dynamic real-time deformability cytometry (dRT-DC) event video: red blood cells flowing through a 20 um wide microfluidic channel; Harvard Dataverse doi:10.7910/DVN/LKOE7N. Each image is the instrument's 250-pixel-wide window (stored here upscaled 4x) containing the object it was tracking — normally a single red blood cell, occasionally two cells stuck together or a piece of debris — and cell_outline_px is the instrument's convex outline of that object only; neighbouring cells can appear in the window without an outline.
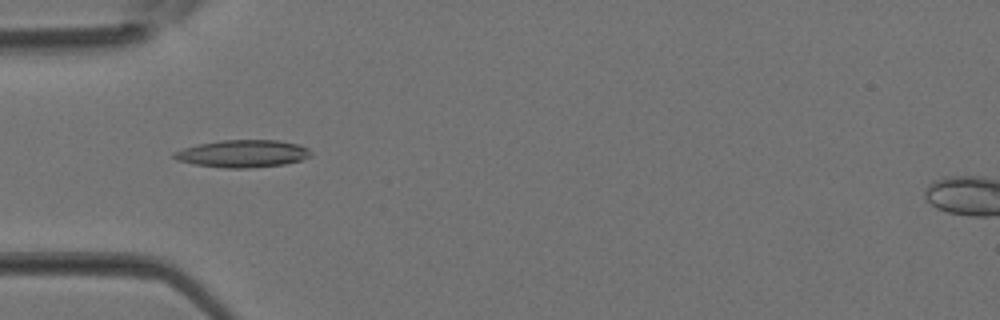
{"species": "Egyptian fruit bat (a non-hibernating species)", "species_latin": "Rousettus aegyptiacus", "temperature_condition": "room temperature", "stored_images_in_passage": 29, "camera_frame_rate_fps": 3000, "um_per_image_px": 0.085, "animal": {"sex": "female"}, "frame": {"image": 1, "passage_image": 4, "time_ms": 1.0, "image_size_px": [1000, 320], "cell_outline_px": [[312, 156], [300, 160], [284, 164], [248, 168], [224, 168], [196, 164], [176, 160], [172, 156], [172, 152], [184, 148], [200, 144], [220, 140], [280, 140], [300, 144], [308, 148], [312, 152]], "centroid_in_image_um": [20.66, 13.05], "position_along_channel_um": 64.3, "area_um2": 21.91}}
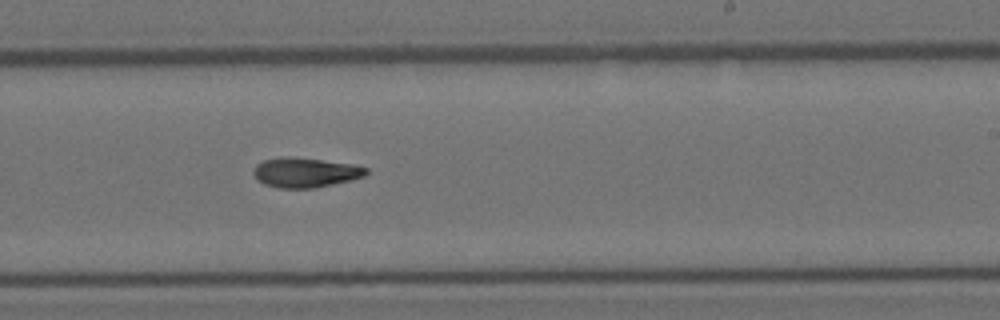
{"frame": {"image": 2, "passage_image": 15, "time_ms": 4.667, "image_size_px": [1000, 320], "cell_outline_px": [[368, 172], [364, 176], [352, 180], [316, 188], [276, 188], [264, 184], [252, 172], [256, 164], [264, 160], [280, 156], [288, 156], [352, 164], [368, 168]], "centroid_in_image_um": [25.95, 14.66], "position_along_channel_um": 263.1, "area_um2": 19.54}}
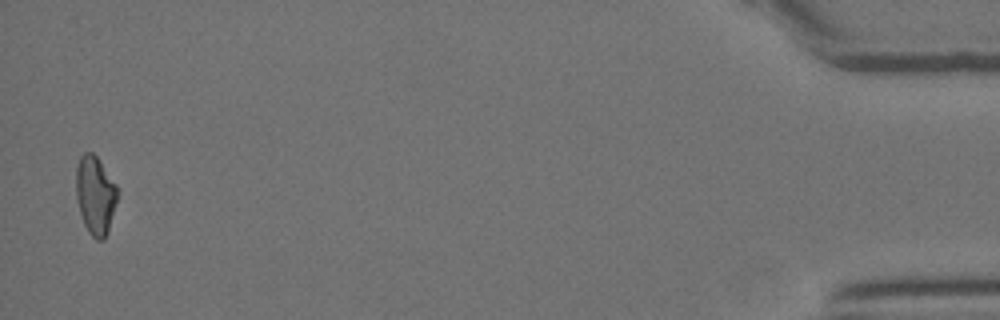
{"frame": {"image": 3, "passage_image": 29, "time_ms": 9.333, "image_size_px": [1000, 320], "cell_outline_px": [[120, 196], [108, 232], [104, 240], [96, 240], [88, 232], [84, 224], [76, 200], [76, 168], [80, 156], [84, 152], [92, 152], [100, 160], [116, 184], [120, 192]], "centroid_in_image_um": [8.13, 16.6], "position_along_channel_um": 427.1, "area_um2": 19.48}}